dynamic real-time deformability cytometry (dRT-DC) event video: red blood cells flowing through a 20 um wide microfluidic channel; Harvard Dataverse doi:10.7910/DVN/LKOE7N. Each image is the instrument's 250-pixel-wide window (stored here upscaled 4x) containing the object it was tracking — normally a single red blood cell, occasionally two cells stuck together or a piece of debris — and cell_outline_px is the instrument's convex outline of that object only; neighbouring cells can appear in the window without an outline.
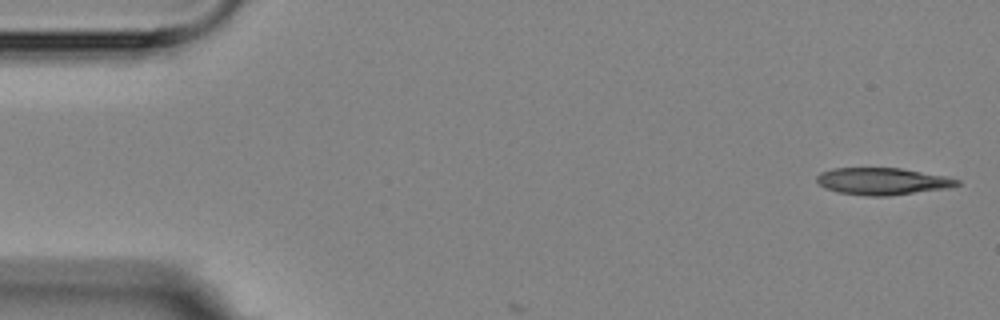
{"species": "Egyptian fruit bat (a non-hibernating species)", "species_latin": "Rousettus aegyptiacus", "temperature_condition": "room temperature", "stored_images_in_passage": 2, "camera_frame_rate_fps": 3000, "um_per_image_px": 0.085, "animal": {"sex": "female"}, "frame": {"image": 1, "passage_image": 1, "time_ms": 0.0, "image_size_px": [1000, 320], "cell_outline_px": [[960, 184], [948, 188], [888, 196], [868, 196], [836, 192], [824, 188], [816, 180], [816, 176], [820, 172], [832, 168], [900, 168], [944, 176], [960, 180]], "centroid_in_image_um": [74.97, 15.41], "position_along_channel_um": 10.0, "area_um2": 22.08}}